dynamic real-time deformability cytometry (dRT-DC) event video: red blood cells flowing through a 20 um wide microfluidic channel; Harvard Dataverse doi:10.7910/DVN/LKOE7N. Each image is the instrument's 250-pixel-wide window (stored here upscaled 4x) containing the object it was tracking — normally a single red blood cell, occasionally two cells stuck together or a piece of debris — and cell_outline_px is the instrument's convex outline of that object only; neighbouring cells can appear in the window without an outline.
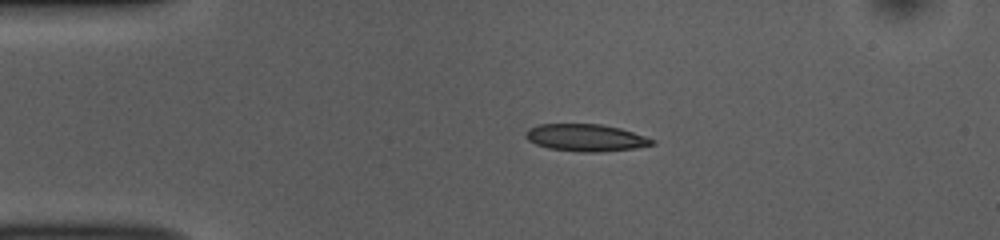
{"species": "common noctule bat (a hibernating species)", "species_latin": "Nyctalus noctula", "temperature_condition": "room temperature", "stored_images_in_passage": 42, "camera_frame_rate_fps": 3000, "um_per_image_px": 0.085, "animal": {"sex": "female", "body_mass_g": 10.0, "forearm_length_mm": 53.1}, "frame": {"image": 1, "passage_image": 1, "time_ms": 0.0, "image_size_px": [1000, 240], "cell_outline_px": [[656, 144], [636, 148], [600, 152], [580, 152], [548, 148], [536, 144], [528, 140], [524, 136], [524, 132], [528, 128], [540, 124], [600, 124], [620, 128], [656, 140]], "centroid_in_image_um": [49.78, 11.7], "position_along_channel_um": 35.2, "area_um2": 20.11}}
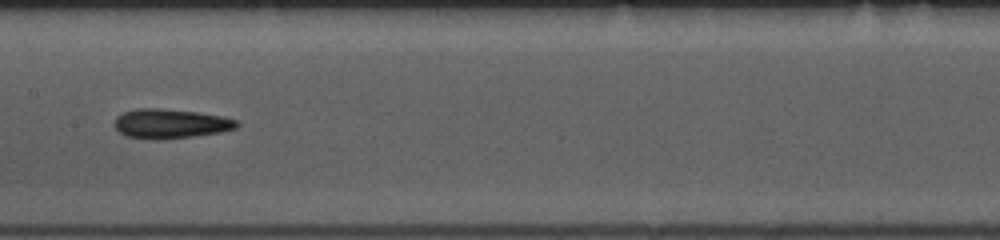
{"frame": {"image": 2, "passage_image": 16, "time_ms": 5.0, "image_size_px": [1000, 240], "cell_outline_px": [[240, 124], [236, 128], [220, 132], [192, 136], [156, 140], [124, 136], [112, 124], [116, 116], [124, 112], [136, 108], [160, 108], [196, 112], [224, 116], [236, 120]], "centroid_in_image_um": [14.45, 10.51], "position_along_channel_um": 192.9, "area_um2": 21.1}}
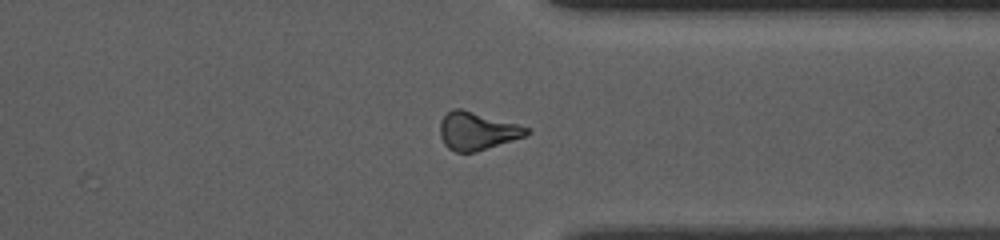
{"frame": {"image": 3, "passage_image": 30, "time_ms": 9.667, "image_size_px": [1000, 240], "cell_outline_px": [[532, 132], [528, 136], [476, 152], [456, 152], [448, 148], [444, 144], [440, 136], [440, 120], [452, 108], [460, 108], [516, 124], [528, 128]], "centroid_in_image_um": [40.55, 11.15], "position_along_channel_um": 370.8, "area_um2": 19.13}, "authors_computed_cell_mechanics": {"area_um2": 19.8543, "velocity_mm_per_s": 3.8619, "shape_relaxation_time_tau1_ms": 7.9817, "shape_relaxation_time_tau2_ms": null, "deformation_change_tau1": 0.1452, "deformation_change_tau2": null}}